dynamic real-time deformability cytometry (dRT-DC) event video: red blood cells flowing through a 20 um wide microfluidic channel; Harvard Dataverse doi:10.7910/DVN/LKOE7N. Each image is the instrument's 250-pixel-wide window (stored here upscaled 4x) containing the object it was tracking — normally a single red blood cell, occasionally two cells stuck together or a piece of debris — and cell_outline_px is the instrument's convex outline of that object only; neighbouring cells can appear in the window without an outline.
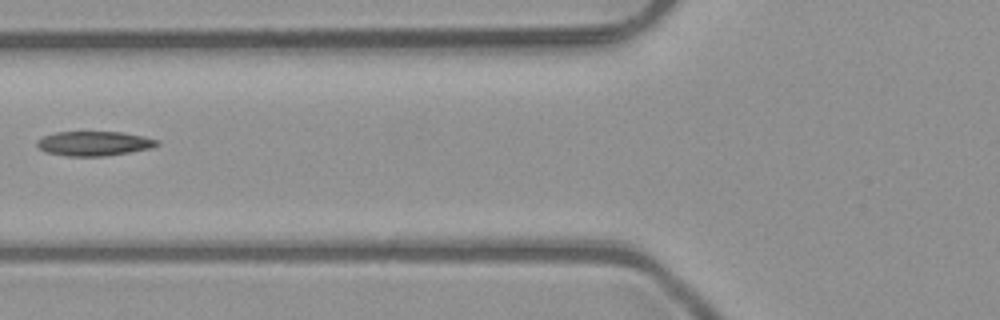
{"species": "common noctule bat (a hibernating species)", "species_latin": "Nyctalus noctula", "temperature_condition": "room temperature", "stored_images_in_passage": 2, "camera_frame_rate_fps": 3000, "um_per_image_px": 0.085, "animal": {"sex": "male", "body_mass_g": 23.1, "forearm_length_mm": 52.7}, "frame": {"image": 1, "passage_image": 2, "time_ms": 0.333, "image_size_px": [1000, 320], "cell_outline_px": [[160, 144], [152, 148], [104, 156], [64, 156], [48, 152], [40, 148], [36, 144], [36, 140], [44, 136], [56, 132], [120, 132], [144, 136], [160, 140]], "centroid_in_image_um": [8.02, 12.19], "position_along_channel_um": 117.8, "area_um2": 17.11}}